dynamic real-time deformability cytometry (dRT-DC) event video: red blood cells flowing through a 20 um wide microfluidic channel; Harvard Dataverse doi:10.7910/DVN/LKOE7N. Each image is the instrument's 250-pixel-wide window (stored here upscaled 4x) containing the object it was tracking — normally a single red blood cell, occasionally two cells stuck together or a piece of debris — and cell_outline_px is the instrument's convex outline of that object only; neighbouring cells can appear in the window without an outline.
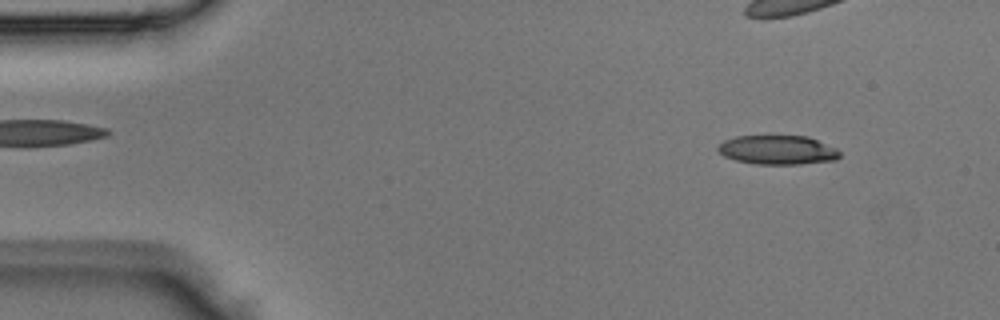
{"species": "Egyptian fruit bat (a non-hibernating species)", "species_latin": "Rousettus aegyptiacus", "temperature_condition": "room temperature", "stored_images_in_passage": 5, "camera_frame_rate_fps": 3000, "um_per_image_px": 0.085, "animal": {"sex": "male"}, "frame": {"image": 1, "passage_image": 2, "time_ms": 0.333, "image_size_px": [1000, 320], "cell_outline_px": [[840, 156], [836, 160], [800, 164], [752, 164], [736, 160], [724, 156], [716, 148], [724, 140], [736, 136], [808, 136], [836, 148], [840, 152]], "centroid_in_image_um": [66.1, 12.75], "position_along_channel_um": 18.9, "area_um2": 20.69}}